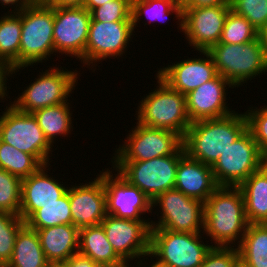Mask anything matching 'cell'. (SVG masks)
I'll return each instance as SVG.
<instances>
[{"label": "cell", "instance_id": "1", "mask_svg": "<svg viewBox=\"0 0 267 267\" xmlns=\"http://www.w3.org/2000/svg\"><path fill=\"white\" fill-rule=\"evenodd\" d=\"M248 224L239 187L219 186L204 202L202 233L212 246L238 247Z\"/></svg>", "mask_w": 267, "mask_h": 267}, {"label": "cell", "instance_id": "2", "mask_svg": "<svg viewBox=\"0 0 267 267\" xmlns=\"http://www.w3.org/2000/svg\"><path fill=\"white\" fill-rule=\"evenodd\" d=\"M248 129L245 113L192 122L183 137L185 153L212 166L219 156Z\"/></svg>", "mask_w": 267, "mask_h": 267}, {"label": "cell", "instance_id": "3", "mask_svg": "<svg viewBox=\"0 0 267 267\" xmlns=\"http://www.w3.org/2000/svg\"><path fill=\"white\" fill-rule=\"evenodd\" d=\"M155 75L158 85L140 100L135 111L136 122L146 127L176 132L183 138L191 125L186 97Z\"/></svg>", "mask_w": 267, "mask_h": 267}, {"label": "cell", "instance_id": "4", "mask_svg": "<svg viewBox=\"0 0 267 267\" xmlns=\"http://www.w3.org/2000/svg\"><path fill=\"white\" fill-rule=\"evenodd\" d=\"M208 52L213 58L217 73L235 89L267 72V45L259 37L243 44L218 42Z\"/></svg>", "mask_w": 267, "mask_h": 267}, {"label": "cell", "instance_id": "5", "mask_svg": "<svg viewBox=\"0 0 267 267\" xmlns=\"http://www.w3.org/2000/svg\"><path fill=\"white\" fill-rule=\"evenodd\" d=\"M21 41L19 68L12 74L28 66L37 65L55 53L53 40L54 8L47 5L30 4L21 10Z\"/></svg>", "mask_w": 267, "mask_h": 267}, {"label": "cell", "instance_id": "6", "mask_svg": "<svg viewBox=\"0 0 267 267\" xmlns=\"http://www.w3.org/2000/svg\"><path fill=\"white\" fill-rule=\"evenodd\" d=\"M184 153L182 146L172 155L146 161H111V167L153 201L175 187L178 162Z\"/></svg>", "mask_w": 267, "mask_h": 267}, {"label": "cell", "instance_id": "7", "mask_svg": "<svg viewBox=\"0 0 267 267\" xmlns=\"http://www.w3.org/2000/svg\"><path fill=\"white\" fill-rule=\"evenodd\" d=\"M56 66L44 72L42 70L35 81L30 82L20 93L21 95L14 97V101H10V104L21 112L33 113L45 107L67 102L78 84L80 73L77 70H64L62 66Z\"/></svg>", "mask_w": 267, "mask_h": 267}, {"label": "cell", "instance_id": "8", "mask_svg": "<svg viewBox=\"0 0 267 267\" xmlns=\"http://www.w3.org/2000/svg\"><path fill=\"white\" fill-rule=\"evenodd\" d=\"M6 105L0 115V140L32 155L42 166L50 164L54 146L46 139L34 115L21 112L10 103Z\"/></svg>", "mask_w": 267, "mask_h": 267}, {"label": "cell", "instance_id": "9", "mask_svg": "<svg viewBox=\"0 0 267 267\" xmlns=\"http://www.w3.org/2000/svg\"><path fill=\"white\" fill-rule=\"evenodd\" d=\"M201 232H172L151 229L150 254L169 267H199L212 245L204 244ZM203 238V239H202Z\"/></svg>", "mask_w": 267, "mask_h": 267}, {"label": "cell", "instance_id": "10", "mask_svg": "<svg viewBox=\"0 0 267 267\" xmlns=\"http://www.w3.org/2000/svg\"><path fill=\"white\" fill-rule=\"evenodd\" d=\"M264 164L265 155L247 129L219 156L211 168L219 186L239 187Z\"/></svg>", "mask_w": 267, "mask_h": 267}, {"label": "cell", "instance_id": "11", "mask_svg": "<svg viewBox=\"0 0 267 267\" xmlns=\"http://www.w3.org/2000/svg\"><path fill=\"white\" fill-rule=\"evenodd\" d=\"M156 206L158 209L161 208V215L158 221H150L151 229L184 233L203 232L204 203L201 200L186 196L173 188L161 193L152 201V208Z\"/></svg>", "mask_w": 267, "mask_h": 267}, {"label": "cell", "instance_id": "12", "mask_svg": "<svg viewBox=\"0 0 267 267\" xmlns=\"http://www.w3.org/2000/svg\"><path fill=\"white\" fill-rule=\"evenodd\" d=\"M135 124L111 161H146L175 154L183 146V138L176 132Z\"/></svg>", "mask_w": 267, "mask_h": 267}, {"label": "cell", "instance_id": "13", "mask_svg": "<svg viewBox=\"0 0 267 267\" xmlns=\"http://www.w3.org/2000/svg\"><path fill=\"white\" fill-rule=\"evenodd\" d=\"M133 33L132 21L99 22L91 18L85 48V66L89 69L94 67L95 72L97 64L102 60L122 58L135 35Z\"/></svg>", "mask_w": 267, "mask_h": 267}, {"label": "cell", "instance_id": "14", "mask_svg": "<svg viewBox=\"0 0 267 267\" xmlns=\"http://www.w3.org/2000/svg\"><path fill=\"white\" fill-rule=\"evenodd\" d=\"M147 220L118 218L107 214L100 223L116 254L128 263L150 252L151 223Z\"/></svg>", "mask_w": 267, "mask_h": 267}, {"label": "cell", "instance_id": "15", "mask_svg": "<svg viewBox=\"0 0 267 267\" xmlns=\"http://www.w3.org/2000/svg\"><path fill=\"white\" fill-rule=\"evenodd\" d=\"M91 13L85 7L54 8V51L75 57L85 66V48Z\"/></svg>", "mask_w": 267, "mask_h": 267}, {"label": "cell", "instance_id": "16", "mask_svg": "<svg viewBox=\"0 0 267 267\" xmlns=\"http://www.w3.org/2000/svg\"><path fill=\"white\" fill-rule=\"evenodd\" d=\"M102 171L98 175L103 179L107 214L133 220H146L143 215L146 212L152 214L155 210L152 201L138 187L130 184L118 172L114 177V168Z\"/></svg>", "mask_w": 267, "mask_h": 267}, {"label": "cell", "instance_id": "17", "mask_svg": "<svg viewBox=\"0 0 267 267\" xmlns=\"http://www.w3.org/2000/svg\"><path fill=\"white\" fill-rule=\"evenodd\" d=\"M230 5L183 8V35L196 51H208L220 40Z\"/></svg>", "mask_w": 267, "mask_h": 267}, {"label": "cell", "instance_id": "18", "mask_svg": "<svg viewBox=\"0 0 267 267\" xmlns=\"http://www.w3.org/2000/svg\"><path fill=\"white\" fill-rule=\"evenodd\" d=\"M229 88H235L227 79L217 74L186 97V109L192 122L227 116L232 110L226 102Z\"/></svg>", "mask_w": 267, "mask_h": 267}, {"label": "cell", "instance_id": "19", "mask_svg": "<svg viewBox=\"0 0 267 267\" xmlns=\"http://www.w3.org/2000/svg\"><path fill=\"white\" fill-rule=\"evenodd\" d=\"M68 194L72 224L77 228L99 225L106 217V195L99 175L94 181L69 186Z\"/></svg>", "mask_w": 267, "mask_h": 267}, {"label": "cell", "instance_id": "20", "mask_svg": "<svg viewBox=\"0 0 267 267\" xmlns=\"http://www.w3.org/2000/svg\"><path fill=\"white\" fill-rule=\"evenodd\" d=\"M197 52L203 55V58L198 56V58L183 59L172 65L168 64L158 69L156 74L172 89L187 95L218 74L210 53L208 51Z\"/></svg>", "mask_w": 267, "mask_h": 267}, {"label": "cell", "instance_id": "21", "mask_svg": "<svg viewBox=\"0 0 267 267\" xmlns=\"http://www.w3.org/2000/svg\"><path fill=\"white\" fill-rule=\"evenodd\" d=\"M49 165L41 166L35 173L22 179L20 217L24 222L43 205L56 202L68 190V185L48 174Z\"/></svg>", "mask_w": 267, "mask_h": 267}, {"label": "cell", "instance_id": "22", "mask_svg": "<svg viewBox=\"0 0 267 267\" xmlns=\"http://www.w3.org/2000/svg\"><path fill=\"white\" fill-rule=\"evenodd\" d=\"M219 187L210 165L184 153L178 162L175 189L203 203Z\"/></svg>", "mask_w": 267, "mask_h": 267}, {"label": "cell", "instance_id": "23", "mask_svg": "<svg viewBox=\"0 0 267 267\" xmlns=\"http://www.w3.org/2000/svg\"><path fill=\"white\" fill-rule=\"evenodd\" d=\"M79 230L73 224L36 230L44 255L53 267L78 253Z\"/></svg>", "mask_w": 267, "mask_h": 267}, {"label": "cell", "instance_id": "24", "mask_svg": "<svg viewBox=\"0 0 267 267\" xmlns=\"http://www.w3.org/2000/svg\"><path fill=\"white\" fill-rule=\"evenodd\" d=\"M249 224L267 223V166L264 164L240 186Z\"/></svg>", "mask_w": 267, "mask_h": 267}, {"label": "cell", "instance_id": "25", "mask_svg": "<svg viewBox=\"0 0 267 267\" xmlns=\"http://www.w3.org/2000/svg\"><path fill=\"white\" fill-rule=\"evenodd\" d=\"M6 267H53L44 255L36 230L26 223L19 229Z\"/></svg>", "mask_w": 267, "mask_h": 267}, {"label": "cell", "instance_id": "26", "mask_svg": "<svg viewBox=\"0 0 267 267\" xmlns=\"http://www.w3.org/2000/svg\"><path fill=\"white\" fill-rule=\"evenodd\" d=\"M70 101L36 110L32 114L37 120L46 139L54 146L59 137H68L73 127V113L70 111ZM70 133V134H69ZM56 138V139H55Z\"/></svg>", "mask_w": 267, "mask_h": 267}, {"label": "cell", "instance_id": "27", "mask_svg": "<svg viewBox=\"0 0 267 267\" xmlns=\"http://www.w3.org/2000/svg\"><path fill=\"white\" fill-rule=\"evenodd\" d=\"M78 253L95 263L126 262L114 251L101 224L80 228Z\"/></svg>", "mask_w": 267, "mask_h": 267}, {"label": "cell", "instance_id": "28", "mask_svg": "<svg viewBox=\"0 0 267 267\" xmlns=\"http://www.w3.org/2000/svg\"><path fill=\"white\" fill-rule=\"evenodd\" d=\"M237 248L242 267H267V223L248 224Z\"/></svg>", "mask_w": 267, "mask_h": 267}, {"label": "cell", "instance_id": "29", "mask_svg": "<svg viewBox=\"0 0 267 267\" xmlns=\"http://www.w3.org/2000/svg\"><path fill=\"white\" fill-rule=\"evenodd\" d=\"M175 14V20L178 19V30L183 32V7L177 0H132L131 18L133 30L140 24V19L144 15L148 21L166 22V19ZM168 17V18H167Z\"/></svg>", "mask_w": 267, "mask_h": 267}, {"label": "cell", "instance_id": "30", "mask_svg": "<svg viewBox=\"0 0 267 267\" xmlns=\"http://www.w3.org/2000/svg\"><path fill=\"white\" fill-rule=\"evenodd\" d=\"M3 14L0 17V59L7 62L13 69L19 68L21 11Z\"/></svg>", "mask_w": 267, "mask_h": 267}, {"label": "cell", "instance_id": "31", "mask_svg": "<svg viewBox=\"0 0 267 267\" xmlns=\"http://www.w3.org/2000/svg\"><path fill=\"white\" fill-rule=\"evenodd\" d=\"M25 223L34 230L72 224L68 190L56 202L43 205Z\"/></svg>", "mask_w": 267, "mask_h": 267}, {"label": "cell", "instance_id": "32", "mask_svg": "<svg viewBox=\"0 0 267 267\" xmlns=\"http://www.w3.org/2000/svg\"><path fill=\"white\" fill-rule=\"evenodd\" d=\"M42 165L30 154L0 140V168L21 179L35 173Z\"/></svg>", "mask_w": 267, "mask_h": 267}, {"label": "cell", "instance_id": "33", "mask_svg": "<svg viewBox=\"0 0 267 267\" xmlns=\"http://www.w3.org/2000/svg\"><path fill=\"white\" fill-rule=\"evenodd\" d=\"M258 31L248 19L229 11L220 37V43L243 44L255 40Z\"/></svg>", "mask_w": 267, "mask_h": 267}, {"label": "cell", "instance_id": "34", "mask_svg": "<svg viewBox=\"0 0 267 267\" xmlns=\"http://www.w3.org/2000/svg\"><path fill=\"white\" fill-rule=\"evenodd\" d=\"M22 179L0 168V212L20 216Z\"/></svg>", "mask_w": 267, "mask_h": 267}, {"label": "cell", "instance_id": "35", "mask_svg": "<svg viewBox=\"0 0 267 267\" xmlns=\"http://www.w3.org/2000/svg\"><path fill=\"white\" fill-rule=\"evenodd\" d=\"M24 224L20 216L0 212V267H6L10 262L16 235Z\"/></svg>", "mask_w": 267, "mask_h": 267}, {"label": "cell", "instance_id": "36", "mask_svg": "<svg viewBox=\"0 0 267 267\" xmlns=\"http://www.w3.org/2000/svg\"><path fill=\"white\" fill-rule=\"evenodd\" d=\"M231 10L259 32L267 20V0H230Z\"/></svg>", "mask_w": 267, "mask_h": 267}, {"label": "cell", "instance_id": "37", "mask_svg": "<svg viewBox=\"0 0 267 267\" xmlns=\"http://www.w3.org/2000/svg\"><path fill=\"white\" fill-rule=\"evenodd\" d=\"M132 0H111L94 8L91 18L99 22L132 21Z\"/></svg>", "mask_w": 267, "mask_h": 267}, {"label": "cell", "instance_id": "38", "mask_svg": "<svg viewBox=\"0 0 267 267\" xmlns=\"http://www.w3.org/2000/svg\"><path fill=\"white\" fill-rule=\"evenodd\" d=\"M251 107V108H250ZM245 115L247 118L248 130L251 132L259 150L267 154V105L258 108L250 106Z\"/></svg>", "mask_w": 267, "mask_h": 267}, {"label": "cell", "instance_id": "39", "mask_svg": "<svg viewBox=\"0 0 267 267\" xmlns=\"http://www.w3.org/2000/svg\"><path fill=\"white\" fill-rule=\"evenodd\" d=\"M240 255L237 247L212 246L199 267H238Z\"/></svg>", "mask_w": 267, "mask_h": 267}, {"label": "cell", "instance_id": "40", "mask_svg": "<svg viewBox=\"0 0 267 267\" xmlns=\"http://www.w3.org/2000/svg\"><path fill=\"white\" fill-rule=\"evenodd\" d=\"M13 68L4 60L0 59V103L5 102L6 98H9L7 88V80L9 81L10 76L12 77ZM2 99V100H1Z\"/></svg>", "mask_w": 267, "mask_h": 267}, {"label": "cell", "instance_id": "41", "mask_svg": "<svg viewBox=\"0 0 267 267\" xmlns=\"http://www.w3.org/2000/svg\"><path fill=\"white\" fill-rule=\"evenodd\" d=\"M95 264L96 263L89 257L76 253L67 261L62 262L55 267H94Z\"/></svg>", "mask_w": 267, "mask_h": 267}, {"label": "cell", "instance_id": "42", "mask_svg": "<svg viewBox=\"0 0 267 267\" xmlns=\"http://www.w3.org/2000/svg\"><path fill=\"white\" fill-rule=\"evenodd\" d=\"M177 1L183 8L230 5V0H177Z\"/></svg>", "mask_w": 267, "mask_h": 267}, {"label": "cell", "instance_id": "43", "mask_svg": "<svg viewBox=\"0 0 267 267\" xmlns=\"http://www.w3.org/2000/svg\"><path fill=\"white\" fill-rule=\"evenodd\" d=\"M84 0H51L47 6L52 8H79L83 7Z\"/></svg>", "mask_w": 267, "mask_h": 267}, {"label": "cell", "instance_id": "44", "mask_svg": "<svg viewBox=\"0 0 267 267\" xmlns=\"http://www.w3.org/2000/svg\"><path fill=\"white\" fill-rule=\"evenodd\" d=\"M1 6L5 8H8L12 6L8 12H20L23 10L25 7L31 4V0H0ZM15 5V6H14ZM8 6V7H7Z\"/></svg>", "mask_w": 267, "mask_h": 267}, {"label": "cell", "instance_id": "45", "mask_svg": "<svg viewBox=\"0 0 267 267\" xmlns=\"http://www.w3.org/2000/svg\"><path fill=\"white\" fill-rule=\"evenodd\" d=\"M146 257V258H145ZM148 257H150L151 259V265H150V263H149V265H148V263L147 262H145V259H146V261H147V259H148ZM142 259L140 260H138L137 262H134V265L135 266H137V267H141L142 265V267H169L168 265H166V264H163V263H161V262H159L157 259L156 260H152L153 259V256L150 254V253H148V254H146V255H144V256H142L141 257ZM143 262H145V263H143ZM136 263V264H135ZM147 263V264H146ZM146 265V266H145Z\"/></svg>", "mask_w": 267, "mask_h": 267}, {"label": "cell", "instance_id": "46", "mask_svg": "<svg viewBox=\"0 0 267 267\" xmlns=\"http://www.w3.org/2000/svg\"><path fill=\"white\" fill-rule=\"evenodd\" d=\"M111 0H84L83 7L89 12Z\"/></svg>", "mask_w": 267, "mask_h": 267}, {"label": "cell", "instance_id": "47", "mask_svg": "<svg viewBox=\"0 0 267 267\" xmlns=\"http://www.w3.org/2000/svg\"><path fill=\"white\" fill-rule=\"evenodd\" d=\"M132 267V264L128 262H117V263H96L94 267Z\"/></svg>", "mask_w": 267, "mask_h": 267}, {"label": "cell", "instance_id": "48", "mask_svg": "<svg viewBox=\"0 0 267 267\" xmlns=\"http://www.w3.org/2000/svg\"><path fill=\"white\" fill-rule=\"evenodd\" d=\"M258 37L261 38L267 45V20L261 30L258 32Z\"/></svg>", "mask_w": 267, "mask_h": 267}, {"label": "cell", "instance_id": "49", "mask_svg": "<svg viewBox=\"0 0 267 267\" xmlns=\"http://www.w3.org/2000/svg\"><path fill=\"white\" fill-rule=\"evenodd\" d=\"M51 0H31V4L47 5Z\"/></svg>", "mask_w": 267, "mask_h": 267}, {"label": "cell", "instance_id": "50", "mask_svg": "<svg viewBox=\"0 0 267 267\" xmlns=\"http://www.w3.org/2000/svg\"><path fill=\"white\" fill-rule=\"evenodd\" d=\"M265 165L267 166V154L265 155Z\"/></svg>", "mask_w": 267, "mask_h": 267}]
</instances>
